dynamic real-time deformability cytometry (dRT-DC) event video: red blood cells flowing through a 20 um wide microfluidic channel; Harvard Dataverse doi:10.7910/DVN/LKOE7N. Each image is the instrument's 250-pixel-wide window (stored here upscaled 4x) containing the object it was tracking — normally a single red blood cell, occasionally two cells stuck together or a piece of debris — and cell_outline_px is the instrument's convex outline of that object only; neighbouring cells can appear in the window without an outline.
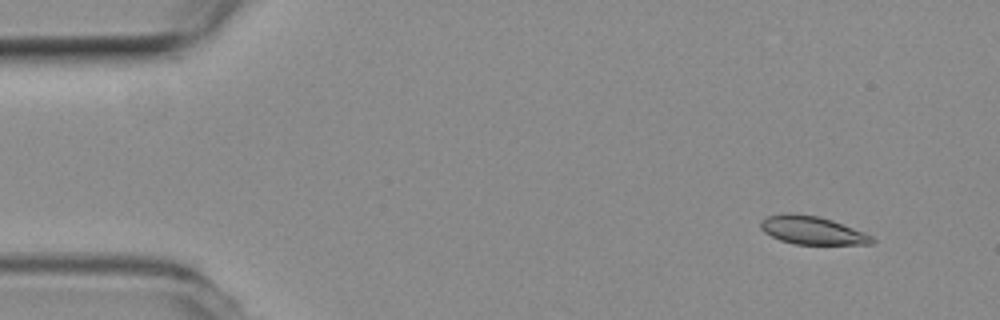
{"species": "common noctule bat (a hibernating species)", "species_latin": "Nyctalus noctula", "temperature_condition": "room temperature", "stored_images_in_passage": 5, "camera_frame_rate_fps": 3000, "um_per_image_px": 0.085, "animal": {"sex": "female", "body_mass_g": 19.3, "forearm_length_mm": 54.1}, "frame": {"image": 1, "passage_image": 2, "time_ms": 0.333, "image_size_px": [1000, 320], "cell_outline_px": [[876, 240], [872, 244], [792, 244], [780, 240], [764, 232], [760, 228], [760, 220], [768, 216], [820, 216], [832, 220], [864, 232], [872, 236]], "centroid_in_image_um": [69.09, 19.62], "position_along_channel_um": 15.9, "area_um2": 17.63}}